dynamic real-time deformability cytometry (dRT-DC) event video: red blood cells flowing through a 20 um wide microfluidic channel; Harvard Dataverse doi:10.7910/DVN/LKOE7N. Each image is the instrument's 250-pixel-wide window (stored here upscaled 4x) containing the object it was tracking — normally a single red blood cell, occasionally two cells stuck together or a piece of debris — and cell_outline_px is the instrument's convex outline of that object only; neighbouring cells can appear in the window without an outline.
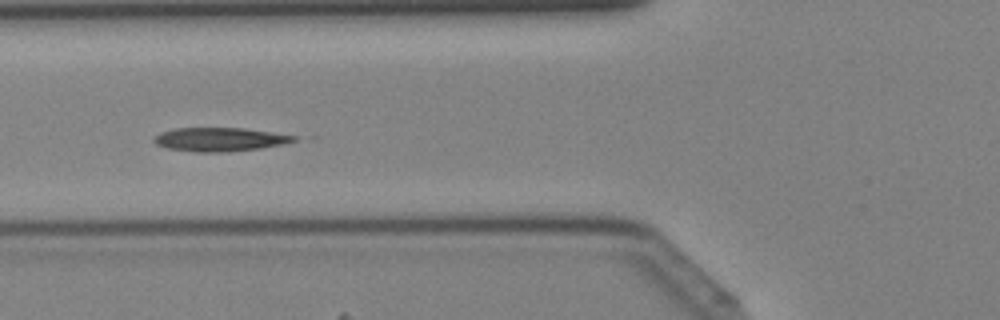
{"species": "Egyptian fruit bat (a non-hibernating species)", "species_latin": "Rousettus aegyptiacus", "temperature_condition": "cold", "stored_images_in_passage": 37, "camera_frame_rate_fps": 3000, "um_per_image_px": 0.085, "animal": {"sex": "female"}, "frame": {"image": 1, "passage_image": 16, "time_ms": 5.0, "image_size_px": [1000, 320], "cell_outline_px": [[296, 140], [284, 144], [260, 148], [224, 152], [196, 152], [168, 148], [156, 144], [152, 140], [160, 132], [176, 128], [244, 128], [296, 136]], "centroid_in_image_um": [18.66, 11.85], "position_along_channel_um": 107.1, "area_um2": 19.13}}
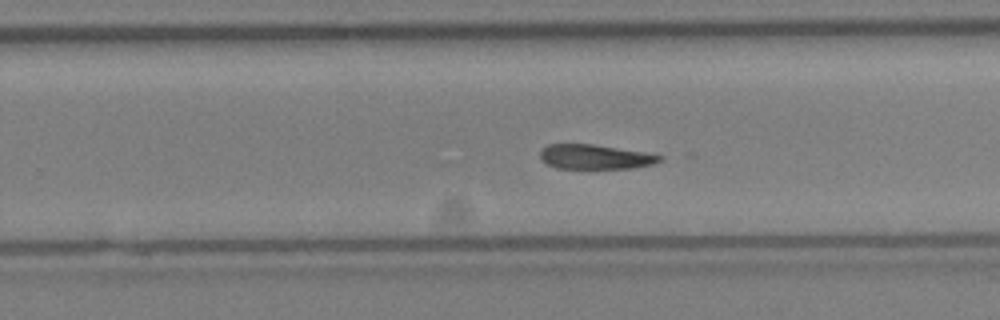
{"frame": {"image": 2, "passage_image": 27, "time_ms": 8.667, "image_size_px": [1000, 320], "cell_outline_px": [[664, 156], [660, 160], [652, 164], [632, 168], [556, 168], [540, 160], [540, 152], [548, 144], [592, 144], [644, 152]], "centroid_in_image_um": [50.56, 13.33], "position_along_channel_um": 279.2, "area_um2": 16.94}}
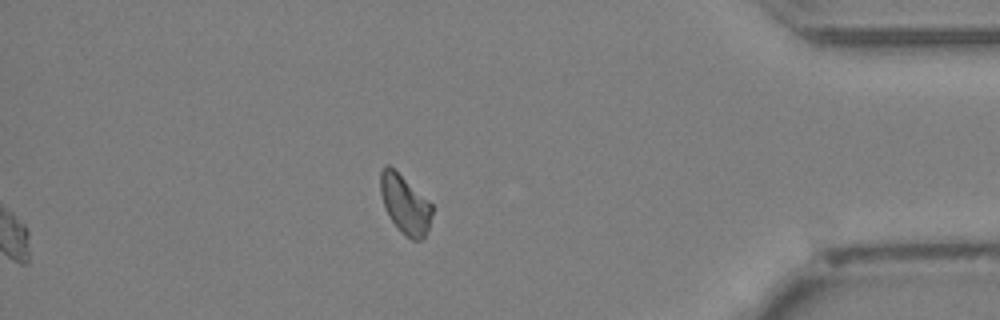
{"frame": {"image": 3, "passage_image": 37, "time_ms": 12.0, "image_size_px": [1000, 320], "cell_outline_px": [[432, 212], [428, 228], [424, 236], [420, 240], [412, 240], [404, 236], [400, 232], [388, 216], [380, 192], [380, 172], [384, 164], [388, 164], [428, 200], [432, 204]], "centroid_in_image_um": [34.4, 17.38], "position_along_channel_um": 400.8, "area_um2": 17.51}}